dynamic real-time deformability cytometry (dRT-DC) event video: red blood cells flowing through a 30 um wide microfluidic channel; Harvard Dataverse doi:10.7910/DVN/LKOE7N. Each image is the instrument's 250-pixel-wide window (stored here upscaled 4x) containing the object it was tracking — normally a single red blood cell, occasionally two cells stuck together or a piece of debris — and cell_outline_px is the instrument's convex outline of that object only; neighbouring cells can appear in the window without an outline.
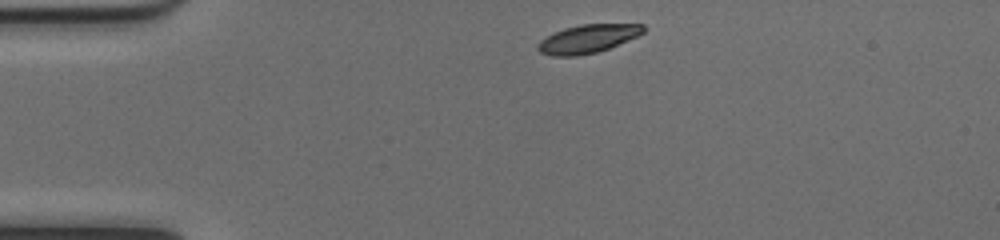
{"species": "common noctule bat (a hibernating species)", "species_latin": "Nyctalus noctula", "temperature_condition": "cold", "stored_images_in_passage": 42, "camera_frame_rate_fps": 3000, "um_per_image_px": 0.085, "animal": {"sex": "female", "body_mass_g": 17.0, "forearm_length_mm": 48.0}, "frame": {"image": 1, "passage_image": 1, "time_ms": 0.0, "image_size_px": [1000, 240], "cell_outline_px": [[644, 32], [636, 36], [608, 48], [596, 52], [576, 56], [552, 56], [540, 52], [536, 48], [536, 44], [540, 40], [564, 28], [580, 24], [644, 24]], "centroid_in_image_um": [49.92, 3.3], "position_along_channel_um": 35.1, "area_um2": 17.22}}
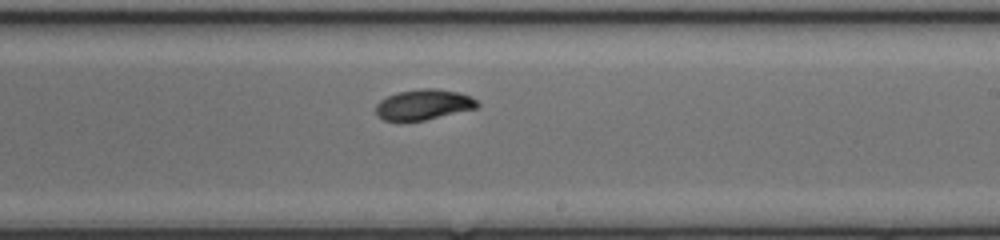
{"frame": {"image": 2, "passage_image": 21, "time_ms": 6.667, "image_size_px": [1000, 240], "cell_outline_px": [[480, 104], [476, 108], [424, 120], [384, 120], [376, 116], [376, 104], [380, 100], [388, 96], [400, 92], [424, 88], [436, 88], [456, 92], [468, 96], [476, 100]], "centroid_in_image_um": [35.98, 8.89], "position_along_channel_um": 253.0, "area_um2": 17.63}}
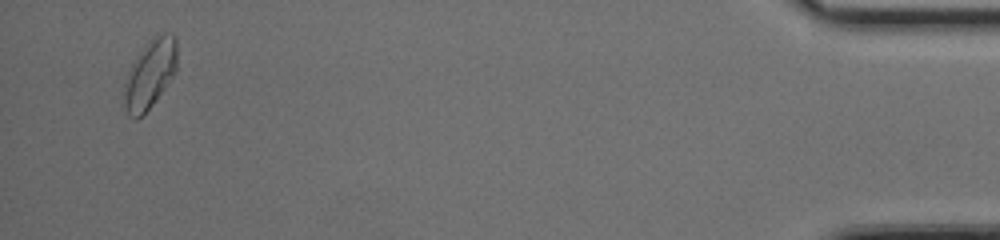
{"frame": {"image": 3, "passage_image": 40, "time_ms": 13.0, "image_size_px": [1000, 240], "cell_outline_px": [[176, 72], [152, 104], [136, 120], [132, 120], [128, 116], [124, 108], [124, 84], [128, 72], [132, 64], [144, 44], [152, 36], [160, 32], [172, 32], [176, 36]], "centroid_in_image_um": [12.74, 6.25], "position_along_channel_um": 422.5, "area_um2": 21.39}, "authors_computed_cell_mechanics": {"area_um2": 18.1781, "velocity_mm_per_s": 3.982, "shape_relaxation_time_tau1_ms": 2.0104, "shape_relaxation_time_tau2_ms": 8.6093, "deformation_change_tau1": 0.1206, "deformation_change_tau2": 0.0965}}